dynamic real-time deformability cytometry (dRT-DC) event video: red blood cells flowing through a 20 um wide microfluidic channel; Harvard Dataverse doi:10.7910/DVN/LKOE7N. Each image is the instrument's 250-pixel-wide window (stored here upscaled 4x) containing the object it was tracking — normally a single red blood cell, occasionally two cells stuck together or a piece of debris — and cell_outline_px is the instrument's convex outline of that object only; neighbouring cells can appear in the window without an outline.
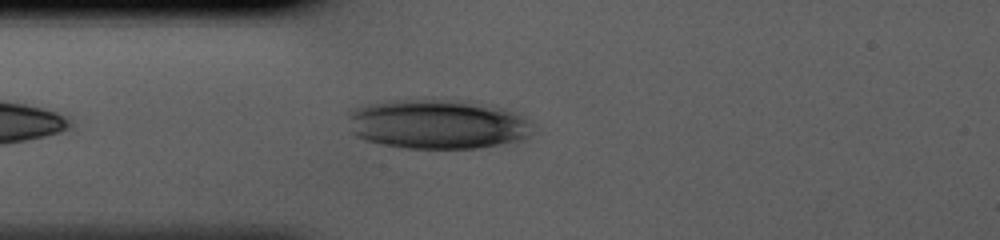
{"species": "human", "species_latin": "Homo sapiens", "temperature_condition": "cold", "stored_images_in_passage": 33, "camera_frame_rate_fps": 3000, "um_per_image_px": 0.085, "donor": {"sex": "male"}, "frame": {"image": 1, "passage_image": 3, "time_ms": 0.667, "image_size_px": [1000, 240], "cell_outline_px": [[528, 136], [516, 140], [476, 148], [408, 148], [380, 144], [364, 140], [356, 136], [352, 132], [348, 116], [348, 112], [352, 108], [368, 104], [388, 100], [436, 100], [500, 108], [512, 112], [520, 116], [524, 120]], "centroid_in_image_um": [36.97, 10.57], "position_along_channel_um": 48.0, "area_um2": 51.5}}
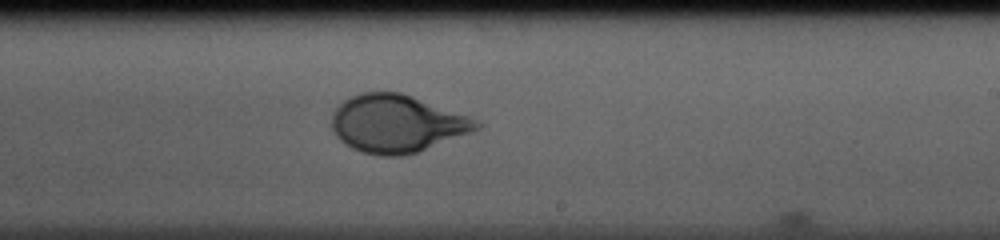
{"frame": {"image": 2, "passage_image": 18, "time_ms": 5.667, "image_size_px": [1000, 240], "cell_outline_px": [[484, 124], [480, 128], [472, 132], [420, 152], [404, 156], [380, 156], [364, 152], [352, 148], [344, 144], [336, 136], [332, 128], [332, 116], [336, 108], [344, 100], [352, 96], [364, 92], [400, 92], [412, 96], [468, 116]], "centroid_in_image_um": [33.74, 10.53], "position_along_channel_um": 255.3, "area_um2": 48.61}}
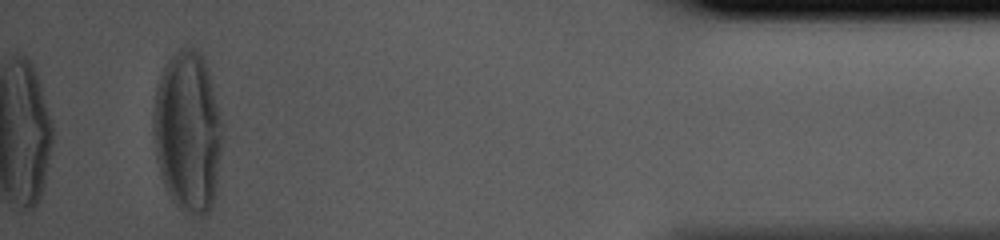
{"frame": {"image": 3, "passage_image": 33, "time_ms": 10.667, "image_size_px": [1000, 240], "cell_outline_px": [[224, 136], [212, 208], [204, 216], [200, 216], [184, 212], [172, 200], [164, 184], [160, 172], [156, 156], [152, 128], [152, 116], [156, 88], [160, 76], [168, 60], [180, 48], [196, 48], [204, 56]], "centroid_in_image_um": [15.95, 11.21], "position_along_channel_um": 419.3, "area_um2": 64.74}}